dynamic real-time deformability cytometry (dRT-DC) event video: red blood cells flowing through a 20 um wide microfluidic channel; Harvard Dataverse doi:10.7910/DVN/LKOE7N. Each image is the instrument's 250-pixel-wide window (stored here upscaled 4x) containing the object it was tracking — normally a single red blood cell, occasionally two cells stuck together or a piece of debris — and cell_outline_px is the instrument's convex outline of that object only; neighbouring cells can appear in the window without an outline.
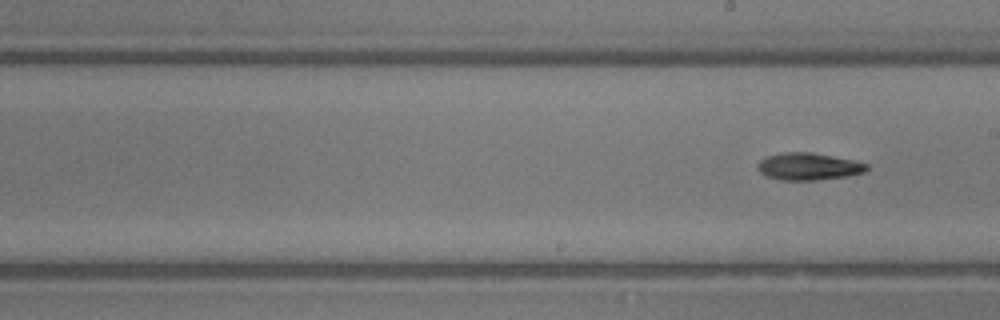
{"species": "common noctule bat (a hibernating species)", "species_latin": "Nyctalus noctula", "temperature_condition": "room temperature", "stored_images_in_passage": 9, "segment_of_instrument_passage": [2, 2], "camera_frame_rate_fps": 3000, "um_per_image_px": 0.085, "animal": {"sex": "male", "body_mass_g": 13.3}, "frame": {"image": 1, "passage_image": 9, "time_ms": 10.333, "image_size_px": [1000, 320], "cell_outline_px": [[872, 168], [864, 172], [848, 176], [820, 180], [780, 180], [768, 176], [760, 172], [756, 168], [756, 164], [764, 156], [784, 152], [812, 152], [852, 160], [868, 164]], "centroid_in_image_um": [68.72, 14.15], "position_along_channel_um": 220.3, "area_um2": 17.51}}